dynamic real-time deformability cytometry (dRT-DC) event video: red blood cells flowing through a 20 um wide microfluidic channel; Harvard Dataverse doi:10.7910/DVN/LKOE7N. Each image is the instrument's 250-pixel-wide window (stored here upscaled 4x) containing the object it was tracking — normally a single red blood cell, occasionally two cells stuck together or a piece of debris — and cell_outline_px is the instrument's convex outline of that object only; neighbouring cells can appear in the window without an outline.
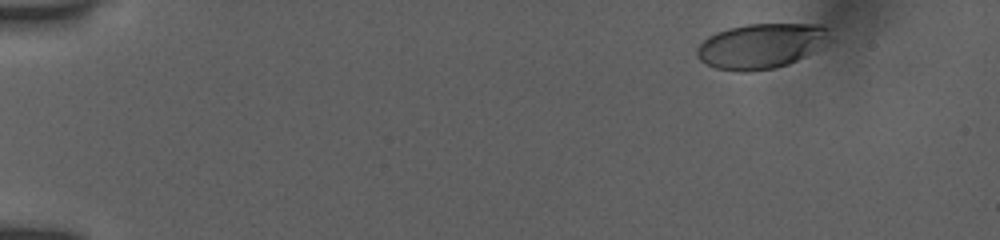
{"species": "human", "species_latin": "Homo sapiens", "temperature_condition": "room temperature", "stored_images_in_passage": 43, "camera_frame_rate_fps": 3000, "um_per_image_px": 0.085, "donor": {"sex": "female"}, "frame": {"image": 1, "passage_image": 1, "time_ms": 0.0, "image_size_px": [1000, 240], "cell_outline_px": [[832, 40], [804, 56], [788, 64], [776, 68], [748, 72], [736, 72], [716, 68], [700, 60], [696, 56], [696, 48], [708, 36], [716, 32], [728, 28], [748, 24], [820, 24], [832, 28]], "centroid_in_image_um": [64.73, 3.89], "position_along_channel_um": 20.3, "area_um2": 35.26}}
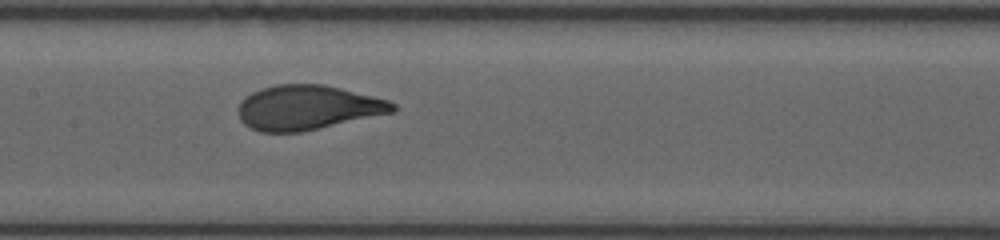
{"frame": {"image": 2, "passage_image": 23, "time_ms": 7.333, "image_size_px": [1000, 240], "cell_outline_px": [[396, 108], [392, 112], [300, 132], [260, 132], [244, 124], [240, 120], [236, 112], [240, 100], [244, 96], [252, 92], [276, 84], [324, 84], [388, 100], [396, 104]], "centroid_in_image_um": [26.07, 9.14], "position_along_channel_um": 181.3, "area_um2": 39.94}}
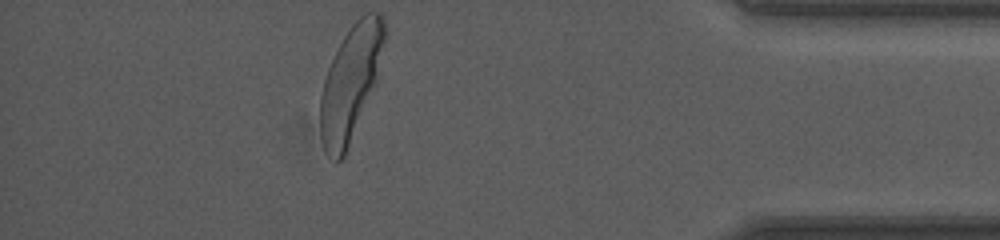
{"frame": {"image": 3, "passage_image": 43, "time_ms": 14.0, "image_size_px": [1000, 240], "cell_outline_px": [[388, 32], [376, 84], [344, 156], [340, 160], [336, 160], [324, 148], [320, 136], [320, 96], [324, 80], [328, 68], [344, 36], [352, 24], [364, 12], [380, 12], [384, 20]], "centroid_in_image_um": [29.85, 6.96], "position_along_channel_um": 405.4, "area_um2": 42.83}, "authors_computed_cell_mechanics": {"area_um2": 40.2288, "velocity_mm_per_s": 3.8951, "shape_relaxation_time_tau1_ms": 2.7871, "shape_relaxation_time_tau2_ms": null, "deformation_change_tau1": 0.1818, "deformation_change_tau2": null}}